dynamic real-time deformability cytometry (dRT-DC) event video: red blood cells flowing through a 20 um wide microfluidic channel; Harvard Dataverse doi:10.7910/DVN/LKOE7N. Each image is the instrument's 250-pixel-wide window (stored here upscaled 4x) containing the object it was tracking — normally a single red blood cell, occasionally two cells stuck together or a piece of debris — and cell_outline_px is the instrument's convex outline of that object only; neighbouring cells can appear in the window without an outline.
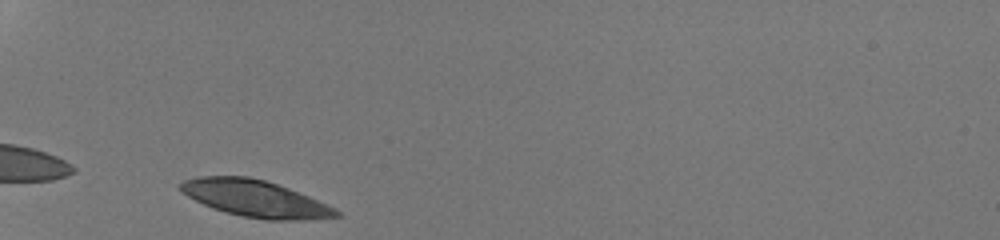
{"species": "human", "species_latin": "Homo sapiens", "temperature_condition": "room temperature", "stored_images_in_passage": 26, "camera_frame_rate_fps": 3000, "um_per_image_px": 0.085, "donor": {"sex": "male"}, "frame": {"image": 1, "passage_image": 1, "time_ms": 0.0, "image_size_px": [1000, 240], "cell_outline_px": [[340, 216], [304, 220], [268, 220], [244, 216], [224, 212], [212, 208], [188, 196], [180, 188], [180, 184], [184, 180], [200, 176], [248, 176], [264, 180], [288, 188], [308, 196], [336, 208], [340, 212]], "centroid_in_image_um": [21.71, 16.88], "position_along_channel_um": 63.3, "area_um2": 32.95}}
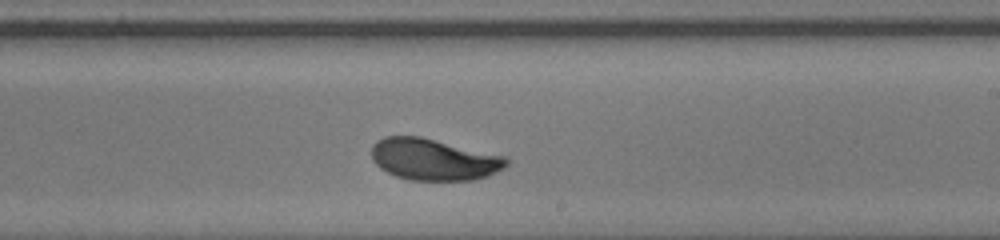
{"frame": {"image": 2, "passage_image": 16, "time_ms": 5.0, "image_size_px": [1000, 240], "cell_outline_px": [[508, 164], [504, 168], [488, 176], [472, 180], [408, 180], [396, 176], [380, 168], [372, 160], [372, 144], [376, 140], [384, 136], [420, 136], [508, 156]], "centroid_in_image_um": [36.88, 13.54], "position_along_channel_um": 252.1, "area_um2": 33.0}}
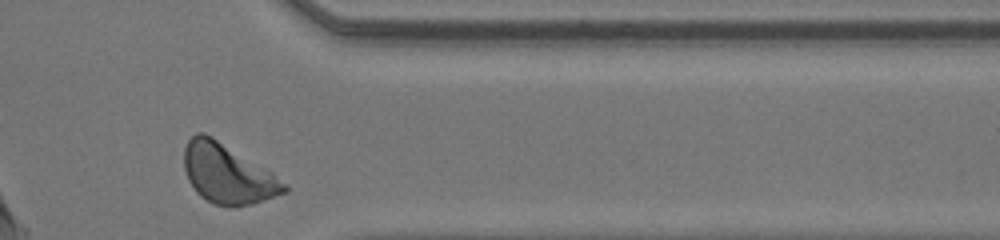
{"frame": {"image": 3, "passage_image": 26, "time_ms": 8.333, "image_size_px": [1000, 240], "cell_outline_px": [[288, 192], [252, 204], [212, 204], [200, 196], [196, 192], [188, 180], [184, 168], [184, 148], [188, 140], [196, 132], [204, 132], [212, 136], [272, 172], [288, 184]], "centroid_in_image_um": [19.34, 14.75], "position_along_channel_um": 392.1, "area_um2": 34.45}, "authors_computed_cell_mechanics": {"area_um2": 32.9749, "velocity_mm_per_s": 4.242, "shape_relaxation_time_tau1_ms": 1.4368, "shape_relaxation_time_tau2_ms": null, "deformation_change_tau1": 0.1409, "deformation_change_tau2": null}}